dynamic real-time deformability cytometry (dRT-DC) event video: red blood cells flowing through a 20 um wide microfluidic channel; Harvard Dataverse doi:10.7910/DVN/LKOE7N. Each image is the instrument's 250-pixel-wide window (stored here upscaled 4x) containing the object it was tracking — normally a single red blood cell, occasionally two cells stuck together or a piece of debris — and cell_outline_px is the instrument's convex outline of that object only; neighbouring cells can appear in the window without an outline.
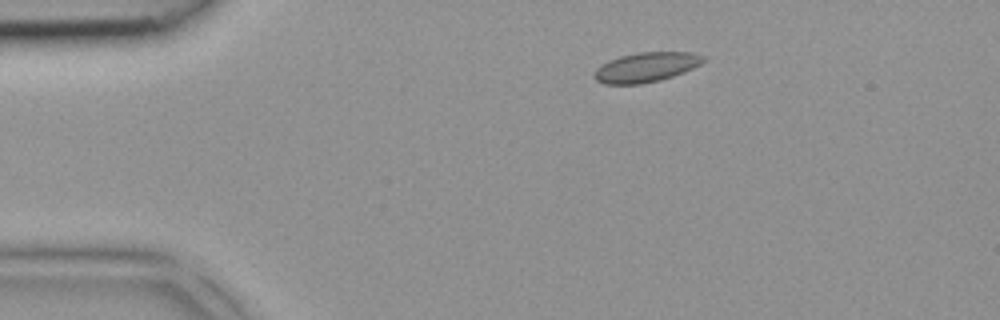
{"species": "common noctule bat (a hibernating species)", "species_latin": "Nyctalus noctula", "temperature_condition": "room temperature", "stored_images_in_passage": 4, "camera_frame_rate_fps": 3000, "um_per_image_px": 0.085, "animal": {"sex": "female", "body_mass_g": 18.4}, "frame": {"image": 1, "passage_image": 4, "time_ms": 1.0, "image_size_px": [1000, 320], "cell_outline_px": [[704, 60], [700, 64], [684, 72], [660, 80], [640, 84], [604, 84], [596, 80], [592, 76], [596, 68], [608, 60], [620, 56], [640, 52], [692, 52], [704, 56]], "centroid_in_image_um": [54.88, 5.71], "position_along_channel_um": 30.1, "area_um2": 18.84}}